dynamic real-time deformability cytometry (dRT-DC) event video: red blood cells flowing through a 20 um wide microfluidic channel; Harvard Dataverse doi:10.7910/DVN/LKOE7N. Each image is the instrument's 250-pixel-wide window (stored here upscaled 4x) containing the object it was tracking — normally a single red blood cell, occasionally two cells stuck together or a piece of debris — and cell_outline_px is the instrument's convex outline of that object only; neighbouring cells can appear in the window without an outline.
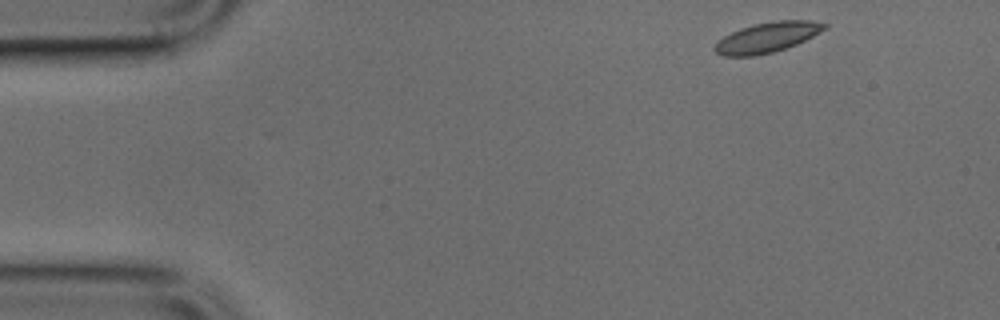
{"species": "common noctule bat (a hibernating species)", "species_latin": "Nyctalus noctula", "temperature_condition": "cold", "stored_images_in_passage": 37, "camera_frame_rate_fps": 3000, "um_per_image_px": 0.085, "animal": {"sex": "male", "body_mass_g": 17.9, "forearm_length_mm": 54.2}, "frame": {"image": 1, "passage_image": 1, "time_ms": 0.0, "image_size_px": [1000, 320], "cell_outline_px": [[828, 28], [796, 44], [772, 52], [756, 56], [724, 56], [716, 52], [712, 48], [724, 36], [740, 28], [772, 20], [812, 20], [828, 24]], "centroid_in_image_um": [65.23, 3.17], "position_along_channel_um": 19.8, "area_um2": 19.19}}
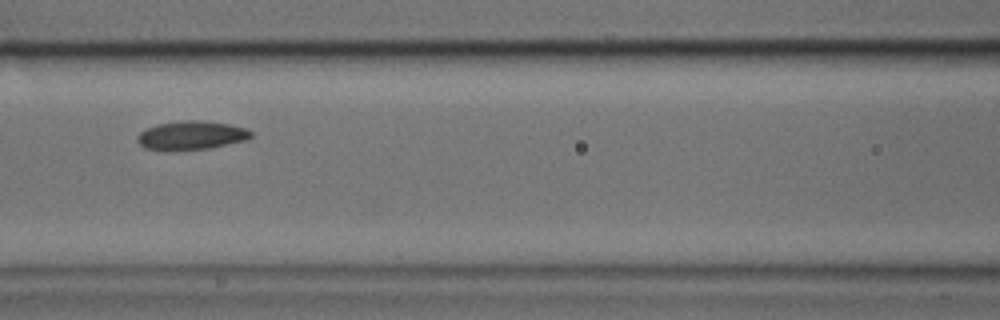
{"frame": {"image": 2, "passage_image": 17, "time_ms": 5.333, "image_size_px": [1000, 320], "cell_outline_px": [[252, 136], [248, 140], [208, 148], [176, 152], [144, 148], [136, 140], [136, 136], [140, 132], [148, 128], [160, 124], [184, 120], [196, 120], [228, 124], [248, 128], [252, 132]], "centroid_in_image_um": [16.26, 11.53], "position_along_channel_um": 150.3, "area_um2": 19.25}}
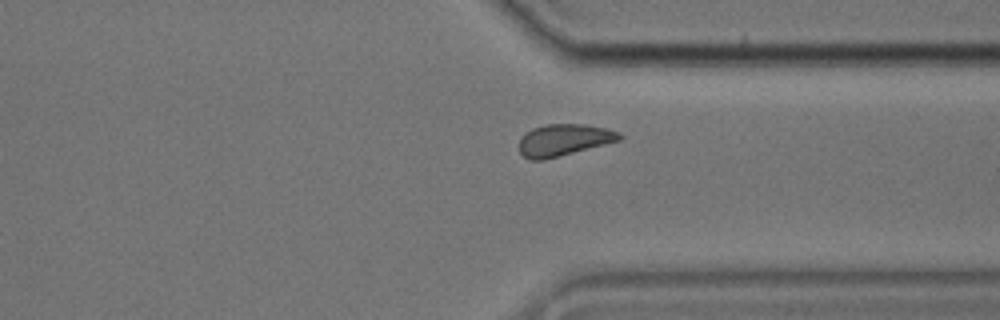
{"frame": {"image": 3, "passage_image": 33, "time_ms": 10.667, "image_size_px": [1000, 320], "cell_outline_px": [[624, 136], [620, 140], [544, 160], [528, 160], [520, 152], [520, 140], [524, 132], [532, 128], [544, 124], [588, 124], [620, 132]], "centroid_in_image_um": [47.91, 11.89], "position_along_channel_um": 363.5, "area_um2": 18.61}}